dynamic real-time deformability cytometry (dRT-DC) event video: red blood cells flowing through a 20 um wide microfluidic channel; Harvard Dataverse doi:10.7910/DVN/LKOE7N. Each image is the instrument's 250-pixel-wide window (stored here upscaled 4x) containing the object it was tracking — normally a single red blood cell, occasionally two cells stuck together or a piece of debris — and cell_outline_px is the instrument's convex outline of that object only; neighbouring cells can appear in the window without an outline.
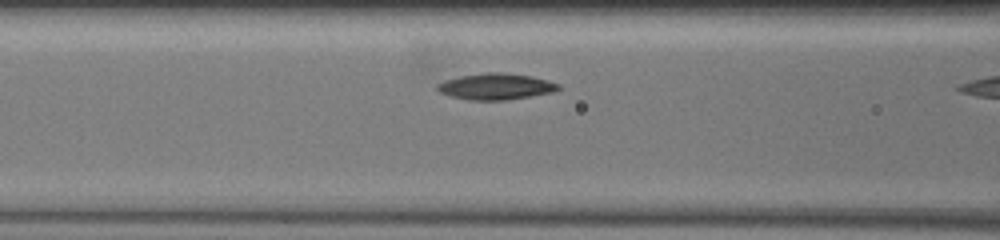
{"species": "common noctule bat (a hibernating species)", "species_latin": "Nyctalus noctula", "temperature_condition": "warm", "stored_images_in_passage": 4, "camera_frame_rate_fps": 3000, "um_per_image_px": 0.085, "animal": {"sex": "female", "body_mass_g": 19.5, "forearm_length_mm": 54.1}, "frame": {"image": 1, "passage_image": 3, "time_ms": 0.333, "image_size_px": [1000, 240], "cell_outline_px": [[560, 88], [552, 92], [504, 100], [468, 100], [452, 96], [440, 92], [436, 88], [436, 84], [444, 80], [460, 76], [484, 72], [500, 72], [532, 76], [560, 84]], "centroid_in_image_um": [42.11, 7.34], "position_along_channel_um": 124.5, "area_um2": 18.38}}